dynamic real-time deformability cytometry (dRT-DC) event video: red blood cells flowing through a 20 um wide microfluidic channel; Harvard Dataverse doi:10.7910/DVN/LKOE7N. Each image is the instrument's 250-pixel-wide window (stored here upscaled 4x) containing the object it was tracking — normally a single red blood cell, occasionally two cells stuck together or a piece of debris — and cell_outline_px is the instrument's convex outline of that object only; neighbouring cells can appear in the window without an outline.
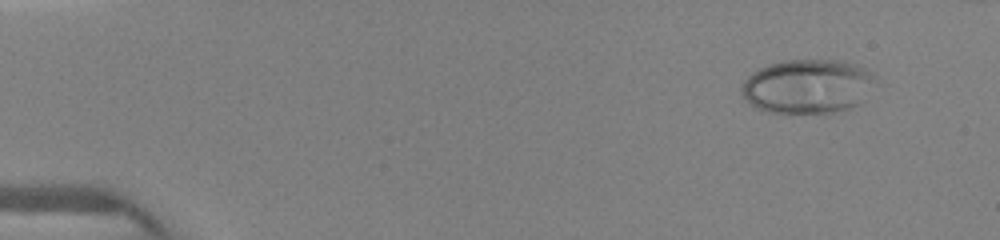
{"species": "human", "species_latin": "Homo sapiens", "temperature_condition": "warm", "stored_images_in_passage": 10, "camera_frame_rate_fps": 3000, "um_per_image_px": 0.085, "donor": {"sex": "female"}, "frame": {"image": 1, "passage_image": 2, "time_ms": 0.667, "image_size_px": [1000, 240], "cell_outline_px": [[872, 76], [856, 104], [848, 108], [832, 112], [768, 112], [756, 108], [744, 100], [740, 92], [740, 84], [752, 72], [768, 64], [784, 60], [840, 60], [856, 64], [864, 68]], "centroid_in_image_um": [68.46, 7.32], "position_along_channel_um": 16.5, "area_um2": 41.15}}
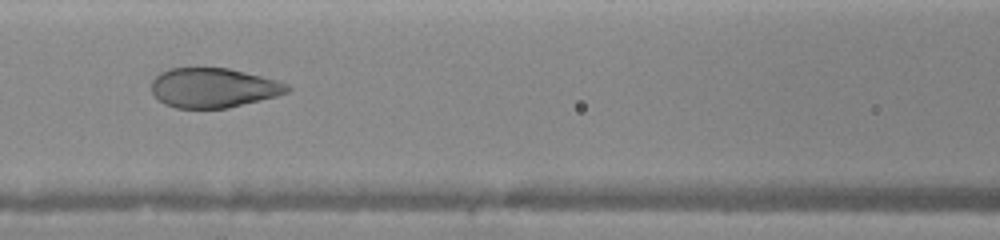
{"frame": {"image": 2, "passage_image": 9, "time_ms": 6.333, "image_size_px": [1000, 240], "cell_outline_px": [[292, 88], [288, 92], [276, 96], [228, 108], [176, 108], [164, 104], [152, 92], [152, 80], [160, 72], [168, 68], [228, 68], [280, 80], [288, 84]], "centroid_in_image_um": [18.16, 7.46], "position_along_channel_um": 148.4, "area_um2": 31.44}}